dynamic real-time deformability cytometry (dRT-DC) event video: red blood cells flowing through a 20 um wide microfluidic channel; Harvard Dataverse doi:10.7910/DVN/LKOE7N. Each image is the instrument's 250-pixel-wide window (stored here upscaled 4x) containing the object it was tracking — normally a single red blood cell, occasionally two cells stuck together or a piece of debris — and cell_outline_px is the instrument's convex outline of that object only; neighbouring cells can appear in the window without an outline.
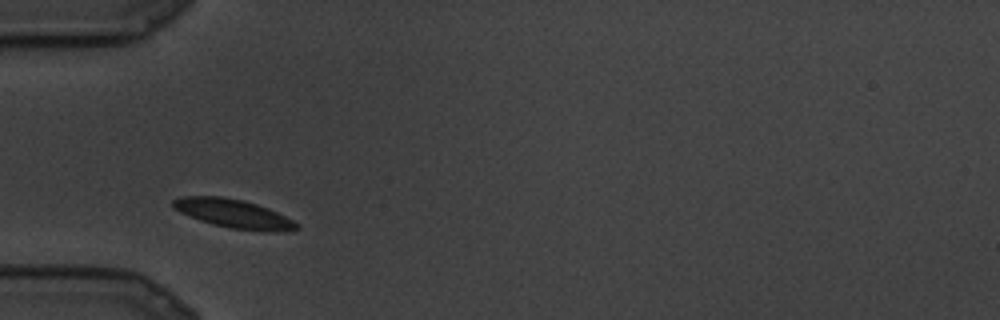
{"species": "common noctule bat (a hibernating species)", "species_latin": "Nyctalus noctula", "temperature_condition": "cold", "stored_images_in_passage": 6, "camera_frame_rate_fps": 3000, "um_per_image_px": 0.085, "animal": {"sex": "male", "body_mass_g": 19.5, "forearm_length_mm": 54.6}, "frame": {"image": 1, "passage_image": 1, "time_ms": 0.0, "image_size_px": [1000, 320], "cell_outline_px": [[300, 228], [272, 232], [268, 232], [232, 228], [200, 220], [180, 212], [172, 208], [172, 200], [180, 196], [220, 196], [244, 200], [268, 208], [300, 224]], "centroid_in_image_um": [19.83, 18.14], "position_along_channel_um": 65.2, "area_um2": 20.46}}
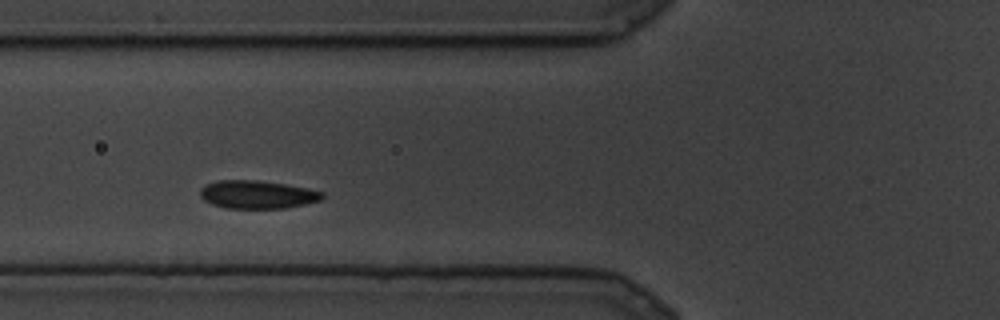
{"frame": {"image": 2, "passage_image": 3, "time_ms": 0.667, "image_size_px": [1000, 320], "cell_outline_px": [[324, 196], [320, 200], [288, 208], [228, 208], [212, 204], [204, 200], [200, 196], [200, 188], [216, 180], [256, 180], [284, 184], [324, 192]], "centroid_in_image_um": [21.85, 16.53], "position_along_channel_um": 104.0, "area_um2": 19.83}}
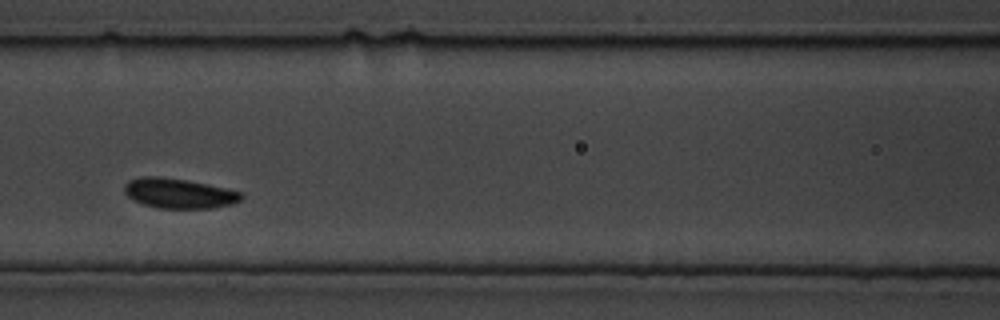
{"frame": {"image": 3, "passage_image": 5, "time_ms": 1.333, "image_size_px": [1000, 320], "cell_outline_px": [[244, 196], [240, 200], [232, 204], [212, 208], [156, 208], [132, 200], [124, 192], [124, 184], [128, 180], [140, 176], [156, 176], [188, 180], [208, 184], [240, 192]], "centroid_in_image_um": [15.17, 16.43], "position_along_channel_um": 151.4, "area_um2": 20.46}}